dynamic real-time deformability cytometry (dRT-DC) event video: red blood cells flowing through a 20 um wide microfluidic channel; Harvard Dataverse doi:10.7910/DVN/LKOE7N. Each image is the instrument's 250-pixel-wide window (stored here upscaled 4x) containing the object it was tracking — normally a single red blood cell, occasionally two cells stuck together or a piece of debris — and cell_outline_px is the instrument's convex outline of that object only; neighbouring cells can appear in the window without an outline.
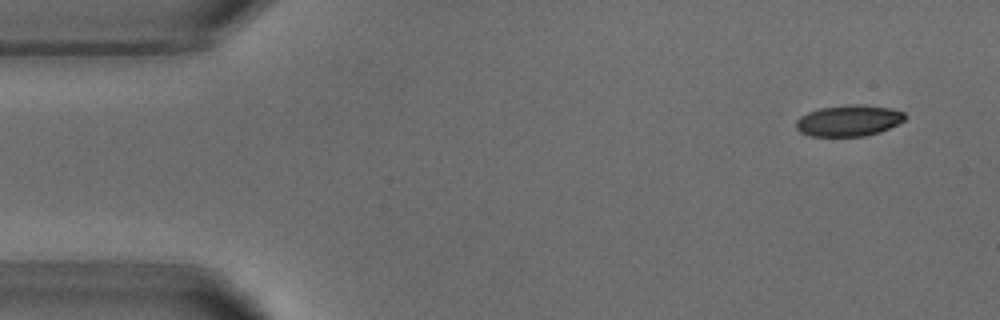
{"species": "common noctule bat (a hibernating species)", "species_latin": "Nyctalus noctula", "temperature_condition": "warm", "stored_images_in_passage": 6, "camera_frame_rate_fps": 3000, "um_per_image_px": 0.085, "animal": {"sex": "male", "body_mass_g": 18.8}, "frame": {"image": 1, "passage_image": 1, "time_ms": 0.0, "image_size_px": [1000, 320], "cell_outline_px": [[904, 120], [880, 132], [864, 136], [812, 136], [800, 132], [796, 128], [796, 120], [800, 116], [808, 112], [820, 108], [852, 104], [856, 104], [892, 108], [904, 112]], "centroid_in_image_um": [72.12, 10.25], "position_along_channel_um": 12.9, "area_um2": 19.65}}
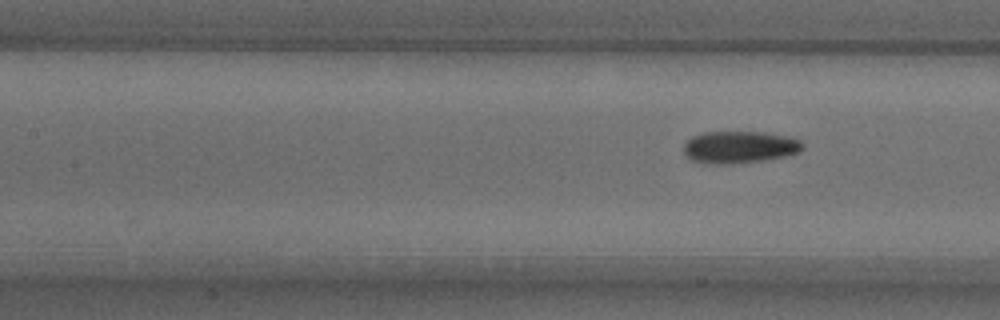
{"frame": {"image": 2, "passage_image": 6, "time_ms": 6.0, "image_size_px": [1000, 320], "cell_outline_px": [[804, 148], [800, 152], [784, 156], [764, 160], [732, 164], [708, 164], [692, 160], [684, 156], [684, 144], [692, 136], [704, 132], [764, 132], [788, 136], [800, 140], [804, 144]], "centroid_in_image_um": [62.86, 12.51], "position_along_channel_um": 144.5, "area_um2": 22.48}}